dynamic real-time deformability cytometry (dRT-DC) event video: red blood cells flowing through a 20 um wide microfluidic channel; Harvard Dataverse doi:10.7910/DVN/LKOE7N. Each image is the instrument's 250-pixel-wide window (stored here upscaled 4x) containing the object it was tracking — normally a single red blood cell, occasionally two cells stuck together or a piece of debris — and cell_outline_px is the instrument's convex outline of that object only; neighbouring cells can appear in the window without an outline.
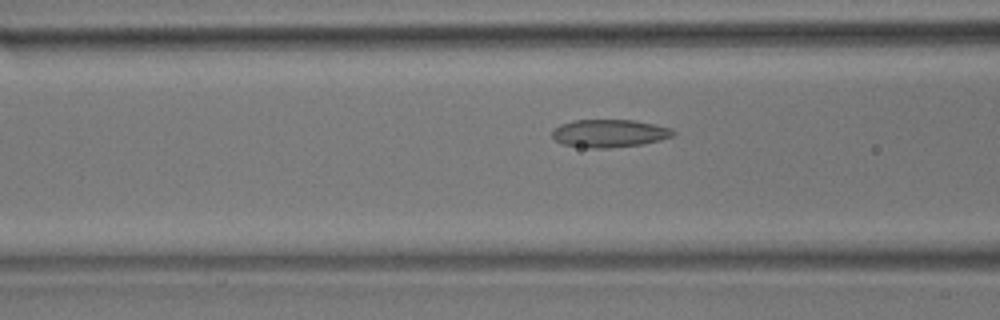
{"species": "common noctule bat (a hibernating species)", "species_latin": "Nyctalus noctula", "temperature_condition": "room temperature", "stored_images_in_passage": 28, "camera_frame_rate_fps": 3000, "um_per_image_px": 0.085, "animal": {"sex": "male", "body_mass_g": 17.9}, "frame": {"image": 1, "passage_image": 7, "time_ms": 2.0, "image_size_px": [1000, 320], "cell_outline_px": [[676, 132], [672, 136], [660, 140], [644, 144], [608, 148], [588, 148], [564, 144], [556, 140], [552, 136], [552, 128], [560, 124], [572, 120], [632, 120], [672, 128]], "centroid_in_image_um": [51.78, 11.33], "position_along_channel_um": 114.8, "area_um2": 19.65}}
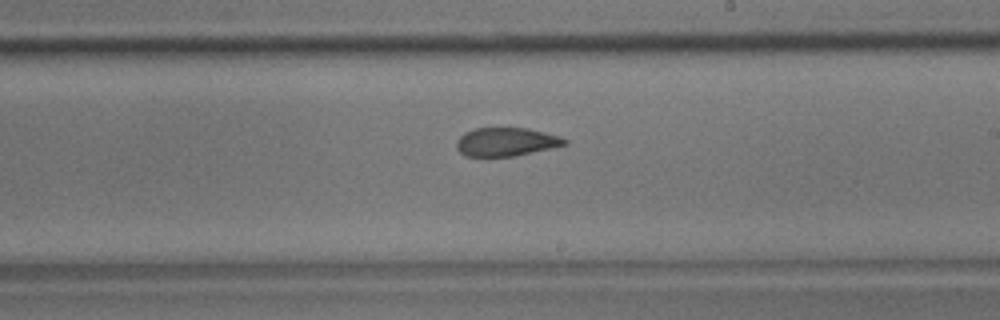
{"frame": {"image": 2, "passage_image": 17, "time_ms": 5.333, "image_size_px": [1000, 320], "cell_outline_px": [[568, 144], [516, 156], [464, 156], [456, 148], [456, 140], [464, 132], [476, 128], [528, 128], [560, 136], [568, 140]], "centroid_in_image_um": [43.01, 12.06], "position_along_channel_um": 246.0, "area_um2": 18.03}}
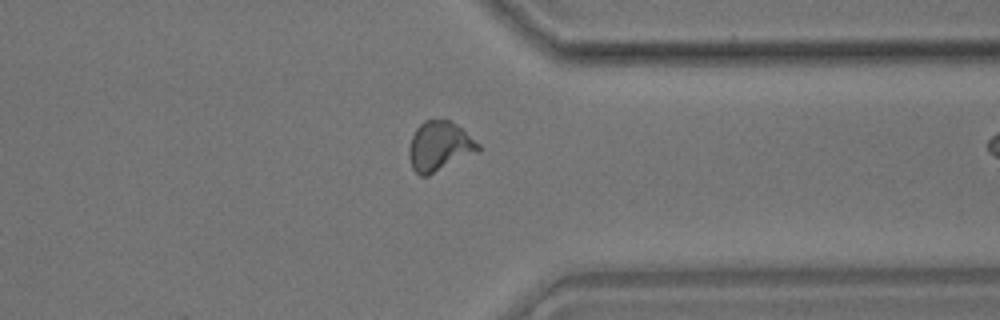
{"frame": {"image": 3, "passage_image": 27, "time_ms": 8.667, "image_size_px": [1000, 320], "cell_outline_px": [[480, 152], [428, 176], [420, 176], [412, 168], [408, 156], [408, 148], [412, 136], [416, 128], [424, 120], [448, 120], [456, 124], [480, 144]], "centroid_in_image_um": [37.35, 12.46], "position_along_channel_um": 374.0, "area_um2": 20.23}}